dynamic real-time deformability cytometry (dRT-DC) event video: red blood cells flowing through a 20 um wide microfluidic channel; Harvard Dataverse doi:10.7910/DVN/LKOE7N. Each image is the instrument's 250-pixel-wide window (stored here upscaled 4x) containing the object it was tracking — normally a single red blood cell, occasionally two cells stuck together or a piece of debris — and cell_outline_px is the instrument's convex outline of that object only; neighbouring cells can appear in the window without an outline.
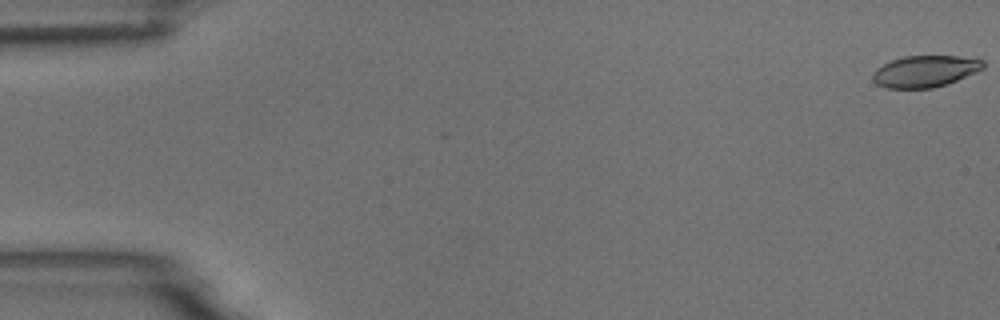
{"species": "common noctule bat (a hibernating species)", "species_latin": "Nyctalus noctula", "temperature_condition": "room temperature", "stored_images_in_passage": 5, "camera_frame_rate_fps": 3000, "um_per_image_px": 0.085, "animal": {"sex": "male", "body_mass_g": 18.8}, "frame": {"image": 1, "passage_image": 1, "time_ms": 0.0, "image_size_px": [1000, 320], "cell_outline_px": [[984, 68], [976, 72], [956, 80], [932, 88], [884, 88], [876, 84], [872, 80], [872, 72], [876, 68], [892, 60], [904, 56], [976, 56], [984, 60]], "centroid_in_image_um": [78.64, 6.04], "position_along_channel_um": 6.4, "area_um2": 20.52}}